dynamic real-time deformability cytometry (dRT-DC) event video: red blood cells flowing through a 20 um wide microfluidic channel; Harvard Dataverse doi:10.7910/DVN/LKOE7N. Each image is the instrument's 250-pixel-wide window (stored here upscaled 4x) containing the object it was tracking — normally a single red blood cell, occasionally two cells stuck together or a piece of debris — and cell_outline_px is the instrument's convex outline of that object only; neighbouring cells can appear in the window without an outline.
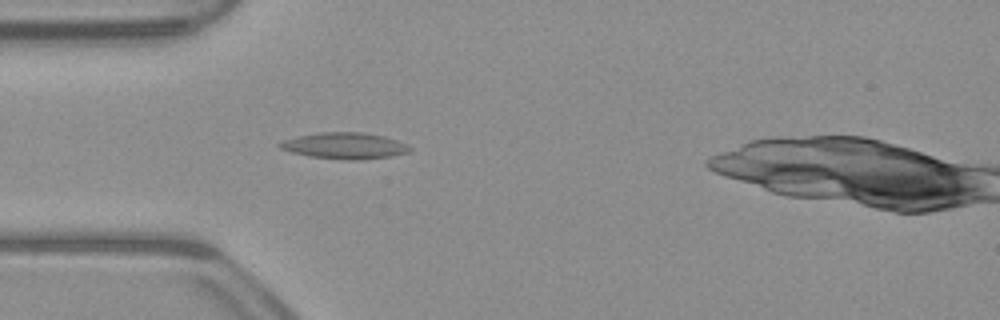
{"species": "common noctule bat (a hibernating species)", "species_latin": "Nyctalus noctula", "temperature_condition": "warm", "stored_images_in_passage": 40, "camera_frame_rate_fps": 3000, "um_per_image_px": 0.085, "animal": {"sex": "male", "body_mass_g": 23.1, "forearm_length_mm": 52.7}, "frame": {"image": 1, "passage_image": 6, "time_ms": 1.667, "image_size_px": [1000, 320], "cell_outline_px": [[412, 148], [408, 152], [392, 156], [360, 160], [344, 160], [308, 156], [292, 152], [280, 148], [276, 144], [280, 140], [320, 132], [360, 132], [384, 136], [408, 144]], "centroid_in_image_um": [29.28, 12.39], "position_along_channel_um": 55.7, "area_um2": 20.0}}
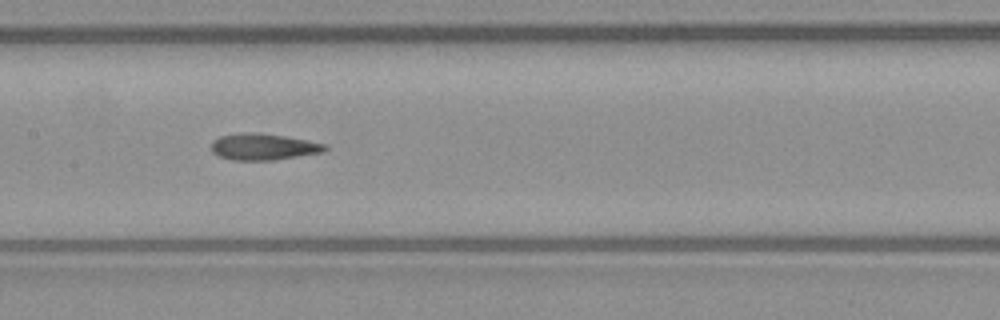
{"frame": {"image": 2, "passage_image": 16, "time_ms": 5.0, "image_size_px": [1000, 320], "cell_outline_px": [[328, 148], [324, 152], [272, 160], [232, 160], [220, 156], [212, 152], [212, 140], [220, 136], [248, 132], [256, 132], [284, 136], [324, 144]], "centroid_in_image_um": [22.36, 12.48], "position_along_channel_um": 185.0, "area_um2": 17.28}}
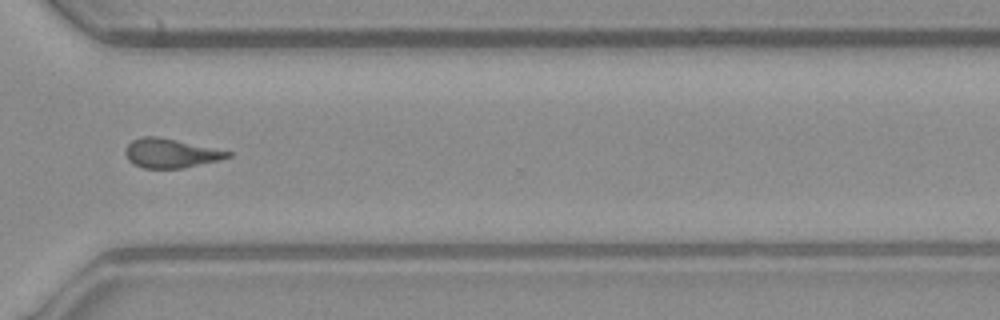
{"frame": {"image": 3, "passage_image": 29, "time_ms": 9.333, "image_size_px": [1000, 320], "cell_outline_px": [[232, 156], [220, 160], [184, 168], [144, 168], [132, 164], [128, 160], [124, 152], [124, 148], [132, 140], [144, 136], [156, 136], [176, 140], [232, 152]], "centroid_in_image_um": [14.48, 13.03], "position_along_channel_um": 356.1, "area_um2": 17.4}, "authors_computed_cell_mechanics": {"area_um2": 17.8602, "velocity_mm_per_s": 3.9584, "shape_relaxation_time_tau1_ms": null, "shape_relaxation_time_tau2_ms": 4.4285, "deformation_change_tau1": null, "deformation_change_tau2": 0.1373}}